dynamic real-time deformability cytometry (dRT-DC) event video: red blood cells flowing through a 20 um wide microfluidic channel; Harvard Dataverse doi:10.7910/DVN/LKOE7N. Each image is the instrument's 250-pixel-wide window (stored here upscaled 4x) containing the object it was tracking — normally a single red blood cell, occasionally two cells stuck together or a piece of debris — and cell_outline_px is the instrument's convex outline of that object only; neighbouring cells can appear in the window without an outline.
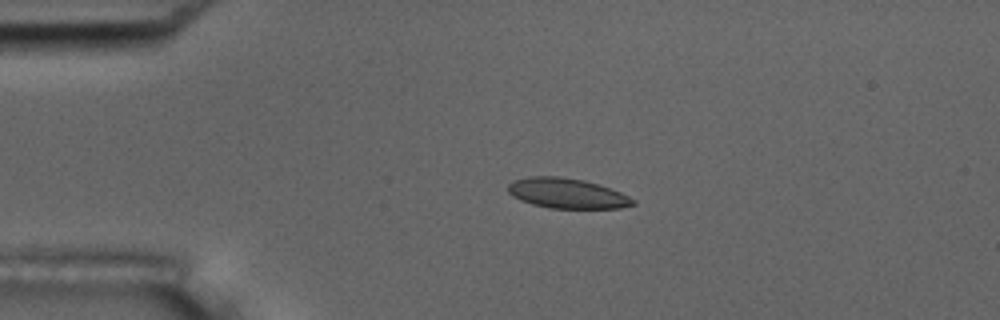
{"species": "common noctule bat (a hibernating species)", "species_latin": "Nyctalus noctula", "temperature_condition": "room temperature", "stored_images_in_passage": 43, "camera_frame_rate_fps": 3000, "um_per_image_px": 0.085, "animal": {"sex": "male", "body_mass_g": 17.5, "forearm_length_mm": 52.3}, "frame": {"image": 1, "passage_image": 1, "time_ms": 0.0, "image_size_px": [1000, 320], "cell_outline_px": [[636, 204], [620, 208], [548, 208], [532, 204], [520, 200], [512, 196], [508, 192], [508, 184], [512, 180], [528, 176], [560, 176], [584, 180], [620, 192], [636, 200]], "centroid_in_image_um": [48.16, 16.43], "position_along_channel_um": 36.8, "area_um2": 21.96}}
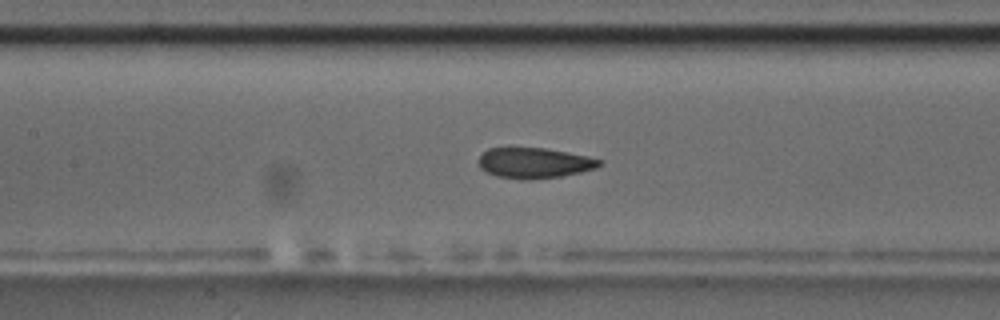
{"frame": {"image": 2, "passage_image": 14, "time_ms": 4.333, "image_size_px": [1000, 320], "cell_outline_px": [[604, 160], [596, 168], [580, 172], [560, 176], [528, 180], [496, 176], [484, 172], [480, 168], [480, 156], [488, 148], [544, 148], [568, 152], [588, 156]], "centroid_in_image_um": [45.42, 13.85], "position_along_channel_um": 162.0, "area_um2": 21.39}}
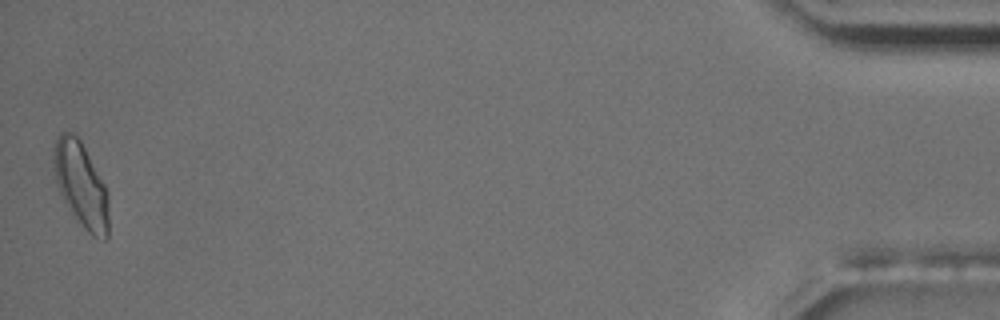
{"frame": {"image": 3, "passage_image": 43, "time_ms": 14.0, "image_size_px": [1000, 320], "cell_outline_px": [[108, 236], [104, 240], [92, 236], [84, 228], [72, 212], [64, 200], [60, 192], [56, 180], [52, 148], [60, 132], [72, 132], [80, 140], [104, 184], [108, 192]], "centroid_in_image_um": [6.89, 15.7], "position_along_channel_um": 428.3, "area_um2": 26.76}, "authors_computed_cell_mechanics": {"area_um2": 22.0796, "velocity_mm_per_s": 3.6977, "shape_relaxation_time_tau1_ms": 3.9115, "shape_relaxation_time_tau2_ms": 1.3315, "deformation_change_tau1": 0.1213, "deformation_change_tau2": 0.0649}}